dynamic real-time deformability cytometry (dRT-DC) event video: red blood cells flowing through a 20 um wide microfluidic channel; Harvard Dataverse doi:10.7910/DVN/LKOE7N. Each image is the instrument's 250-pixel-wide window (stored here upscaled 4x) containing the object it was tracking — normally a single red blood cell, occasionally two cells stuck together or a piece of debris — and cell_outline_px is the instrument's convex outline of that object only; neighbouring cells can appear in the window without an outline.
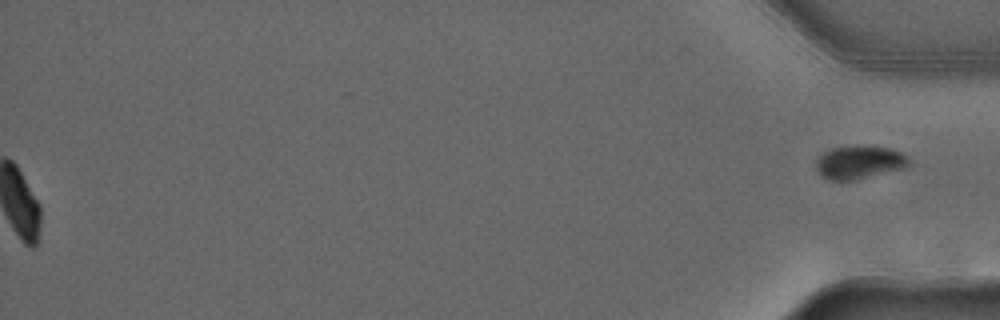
{"species": "common noctule bat (a hibernating species)", "species_latin": "Nyctalus noctula", "temperature_condition": "warm", "stored_images_in_passage": 52, "segment_of_instrument_passage": [2, 2], "camera_frame_rate_fps": 3000, "um_per_image_px": 0.085, "animal": {"sex": "male", "forearm_length_mm": 52.5}, "frame": {"image": 1, "passage_image": 52, "time_ms": 17.0, "image_size_px": [1000, 320], "cell_outline_px": [[912, 164], [904, 168], [856, 180], [828, 180], [816, 168], [816, 160], [824, 152], [832, 148], [856, 144], [864, 144], [888, 148], [900, 152], [908, 156]], "centroid_in_image_um": [73.08, 13.77], "position_along_channel_um": 362.1, "area_um2": 18.26}}